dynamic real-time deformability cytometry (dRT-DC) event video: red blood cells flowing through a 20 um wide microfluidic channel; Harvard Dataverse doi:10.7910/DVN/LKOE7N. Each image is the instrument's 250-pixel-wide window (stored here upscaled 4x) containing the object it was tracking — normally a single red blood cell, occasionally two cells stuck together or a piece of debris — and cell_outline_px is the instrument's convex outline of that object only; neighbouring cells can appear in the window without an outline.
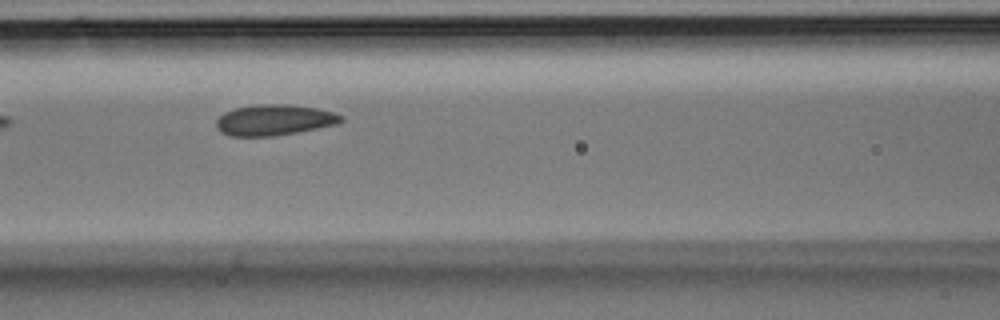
{"species": "Egyptian fruit bat (a non-hibernating species)", "species_latin": "Rousettus aegyptiacus", "temperature_condition": "room temperature", "stored_images_in_passage": 5, "camera_frame_rate_fps": 3000, "um_per_image_px": 0.085, "animal": {"sex": "male"}, "frame": {"image": 1, "passage_image": 4, "time_ms": 1.0, "image_size_px": [1000, 320], "cell_outline_px": [[344, 120], [336, 124], [276, 136], [228, 136], [220, 132], [216, 128], [216, 120], [224, 112], [236, 108], [256, 104], [288, 104], [316, 108], [332, 112], [344, 116]], "centroid_in_image_um": [23.28, 10.2], "position_along_channel_um": 143.3, "area_um2": 22.43}}
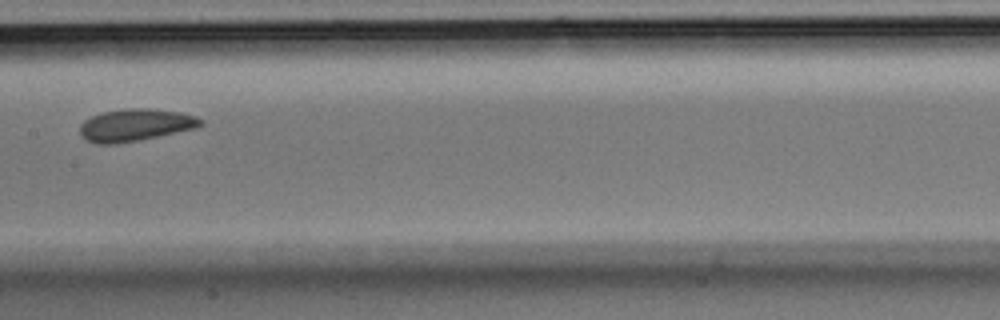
{"frame": {"image": 2, "passage_image": 5, "time_ms": 1.333, "image_size_px": [1000, 320], "cell_outline_px": [[204, 124], [196, 128], [140, 140], [116, 144], [96, 144], [84, 140], [80, 136], [80, 124], [84, 120], [92, 116], [104, 112], [128, 108], [148, 108], [180, 112], [196, 116], [204, 120]], "centroid_in_image_um": [11.5, 10.64], "position_along_channel_um": 195.9, "area_um2": 22.89}}